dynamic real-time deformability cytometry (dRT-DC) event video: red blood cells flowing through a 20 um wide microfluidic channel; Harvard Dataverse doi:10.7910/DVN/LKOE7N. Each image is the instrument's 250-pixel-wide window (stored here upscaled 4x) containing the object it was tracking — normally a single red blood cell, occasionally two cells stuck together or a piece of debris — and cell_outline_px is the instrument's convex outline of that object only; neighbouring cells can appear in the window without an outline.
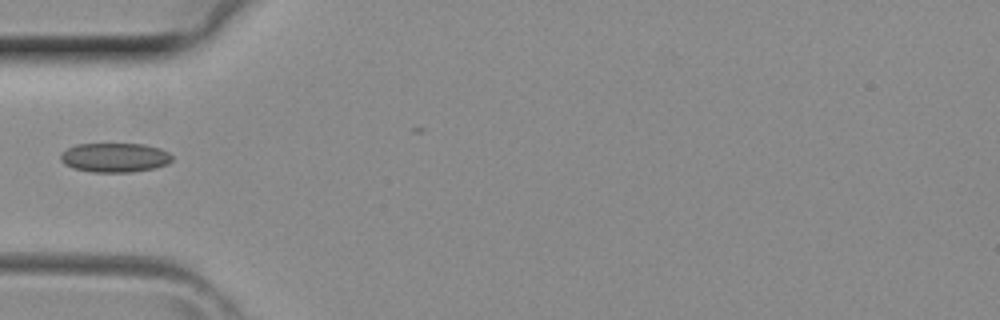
{"species": "common noctule bat (a hibernating species)", "species_latin": "Nyctalus noctula", "temperature_condition": "room temperature", "stored_images_in_passage": 17, "camera_frame_rate_fps": 3000, "um_per_image_px": 0.085, "animal": {"sex": "female", "body_mass_g": 29.2, "forearm_length_mm": 56.3}, "frame": {"image": 1, "passage_image": 1, "time_ms": 0.0, "image_size_px": [1000, 320], "cell_outline_px": [[172, 160], [168, 164], [156, 168], [132, 172], [92, 172], [72, 168], [64, 164], [60, 160], [60, 152], [76, 144], [144, 144], [160, 148], [168, 152], [172, 156]], "centroid_in_image_um": [9.75, 13.39], "position_along_channel_um": 75.3, "area_um2": 19.25}}
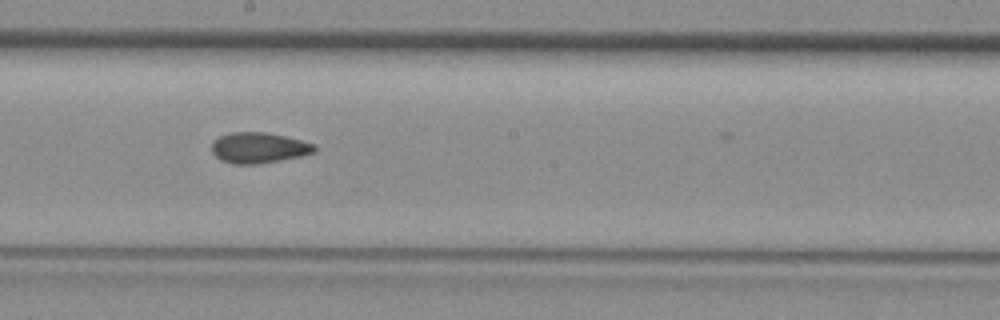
{"frame": {"image": 2, "passage_image": 10, "time_ms": 3.0, "image_size_px": [1000, 320], "cell_outline_px": [[316, 152], [300, 156], [260, 164], [232, 164], [220, 160], [212, 152], [212, 144], [220, 136], [232, 132], [264, 132], [284, 136], [316, 144]], "centroid_in_image_um": [22.0, 12.57], "position_along_channel_um": 226.2, "area_um2": 18.32}}
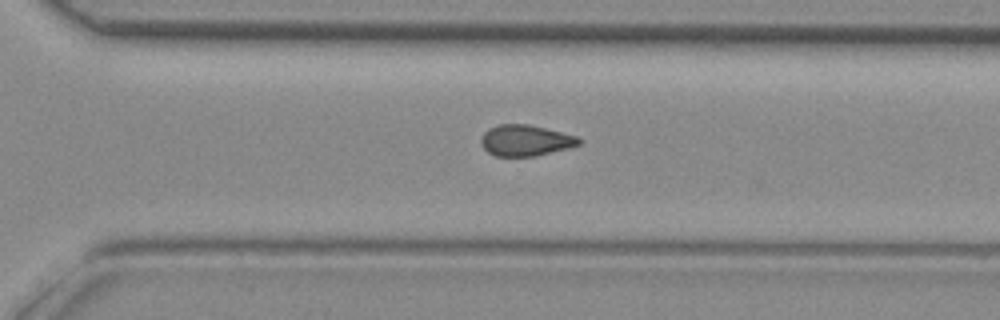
{"frame": {"image": 3, "passage_image": 16, "time_ms": 5.0, "image_size_px": [1000, 320], "cell_outline_px": [[584, 140], [580, 144], [568, 148], [532, 156], [496, 156], [488, 152], [480, 144], [480, 136], [488, 128], [496, 124], [528, 124], [580, 136]], "centroid_in_image_um": [44.67, 11.92], "position_along_channel_um": 325.9, "area_um2": 17.92}}